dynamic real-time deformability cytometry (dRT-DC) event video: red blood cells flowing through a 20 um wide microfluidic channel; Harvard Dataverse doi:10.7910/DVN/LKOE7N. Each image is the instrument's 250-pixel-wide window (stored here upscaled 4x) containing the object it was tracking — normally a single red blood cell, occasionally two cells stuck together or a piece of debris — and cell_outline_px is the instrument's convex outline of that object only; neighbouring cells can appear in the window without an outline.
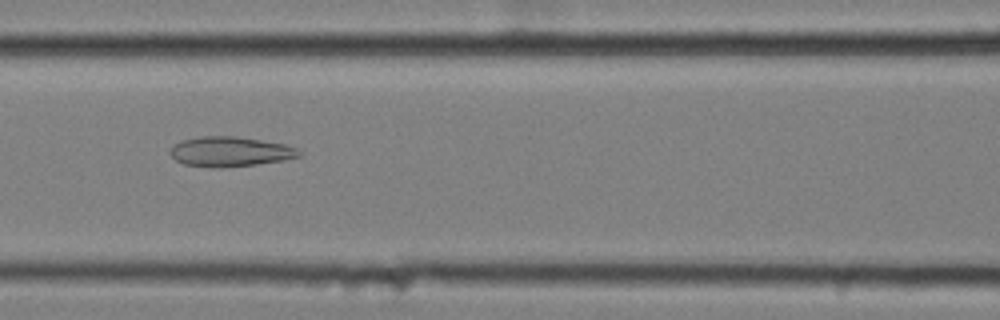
{"species": "common noctule bat (a hibernating species)", "species_latin": "Nyctalus noctula", "temperature_condition": "cold", "stored_images_in_passage": 57, "camera_frame_rate_fps": 3000, "um_per_image_px": 0.085, "animal": {"sex": "female", "body_mass_g": 25.1}, "frame": {"image": 1, "passage_image": 25, "time_ms": 8.0, "image_size_px": [1000, 320], "cell_outline_px": [[304, 152], [300, 156], [284, 160], [256, 164], [212, 168], [184, 164], [176, 160], [168, 152], [176, 144], [184, 140], [200, 136], [236, 136], [284, 144], [296, 148]], "centroid_in_image_um": [19.58, 12.89], "position_along_channel_um": 147.0, "area_um2": 22.25}}
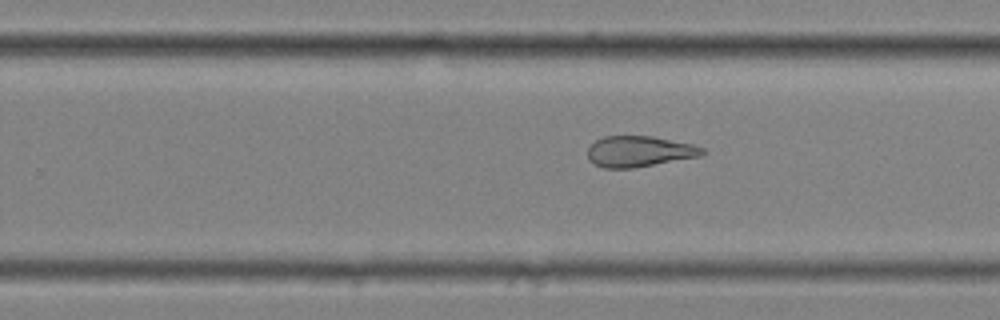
{"frame": {"image": 2, "passage_image": 36, "time_ms": 11.667, "image_size_px": [1000, 320], "cell_outline_px": [[708, 152], [700, 156], [632, 168], [604, 168], [588, 160], [588, 148], [596, 140], [604, 136], [652, 136], [692, 144], [704, 148]], "centroid_in_image_um": [54.35, 12.87], "position_along_channel_um": 275.5, "area_um2": 20.52}}
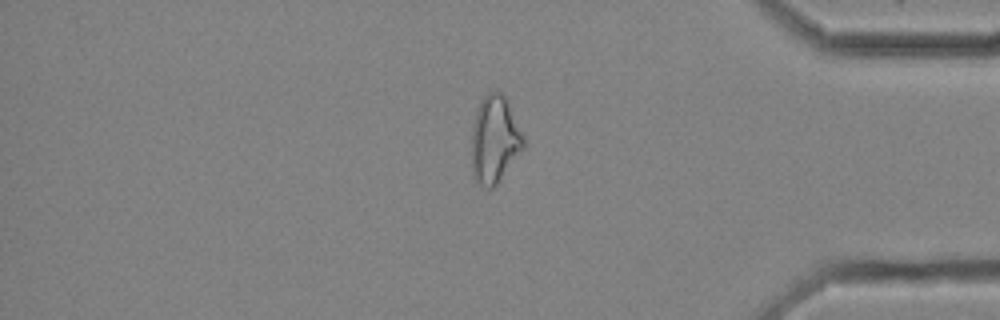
{"frame": {"image": 3, "passage_image": 48, "time_ms": 15.667, "image_size_px": [1000, 320], "cell_outline_px": [[524, 148], [496, 184], [492, 188], [484, 188], [472, 176], [472, 128], [476, 108], [480, 100], [488, 92], [500, 92], [508, 100], [524, 140]], "centroid_in_image_um": [42.02, 11.85], "position_along_channel_um": 393.2, "area_um2": 26.24}, "authors_computed_cell_mechanics": {"area_um2": 27.3972, "velocity_mm_per_s": 3.5141, "shape_relaxation_time_tau1_ms": null, "shape_relaxation_time_tau2_ms": 2.9821, "deformation_change_tau1": null, "deformation_change_tau2": 0.1285}}